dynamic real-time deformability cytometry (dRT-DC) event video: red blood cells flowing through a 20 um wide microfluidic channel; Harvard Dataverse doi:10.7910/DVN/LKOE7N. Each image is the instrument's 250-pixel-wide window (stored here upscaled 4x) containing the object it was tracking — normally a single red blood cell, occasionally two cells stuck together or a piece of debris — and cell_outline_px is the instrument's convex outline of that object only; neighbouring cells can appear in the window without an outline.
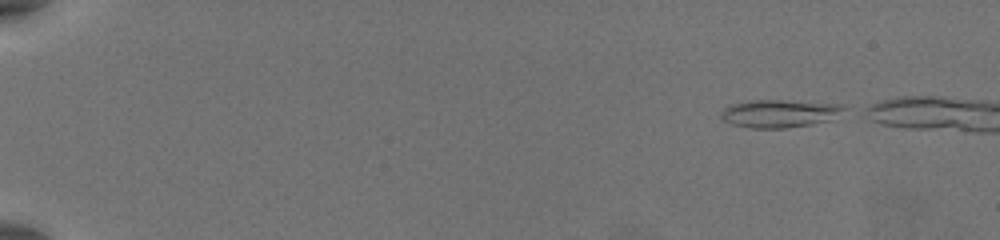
{"species": "common noctule bat (a hibernating species)", "species_latin": "Nyctalus noctula", "temperature_condition": "warm", "stored_images_in_passage": 47, "camera_frame_rate_fps": 3000, "um_per_image_px": 0.085, "animal": {"sex": "female", "body_mass_g": 19.5, "forearm_length_mm": 54.1}, "frame": {"image": 1, "passage_image": 1, "time_ms": 0.0, "image_size_px": [1000, 240], "cell_outline_px": [[844, 108], [832, 120], [784, 128], [752, 128], [732, 124], [724, 120], [720, 116], [720, 112], [728, 104], [748, 100], [780, 100], [844, 104]], "centroid_in_image_um": [66.2, 9.63], "position_along_channel_um": 18.8, "area_um2": 19.88}}
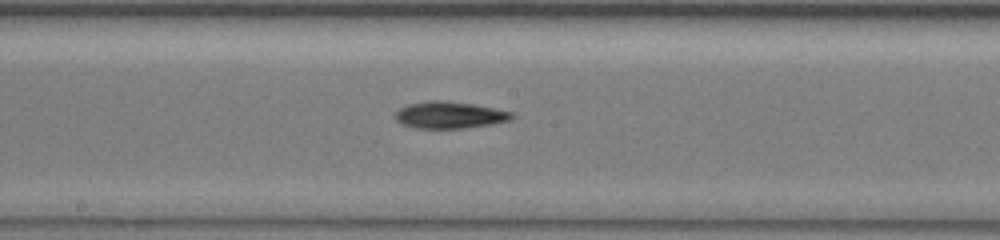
{"frame": {"image": 2, "passage_image": 28, "time_ms": 9.0, "image_size_px": [1000, 240], "cell_outline_px": [[516, 116], [512, 120], [492, 124], [464, 128], [416, 128], [404, 124], [396, 120], [396, 112], [400, 108], [412, 104], [432, 100], [440, 100], [472, 104], [512, 112]], "centroid_in_image_um": [38.27, 9.78], "position_along_channel_um": 209.9, "area_um2": 17.92}}
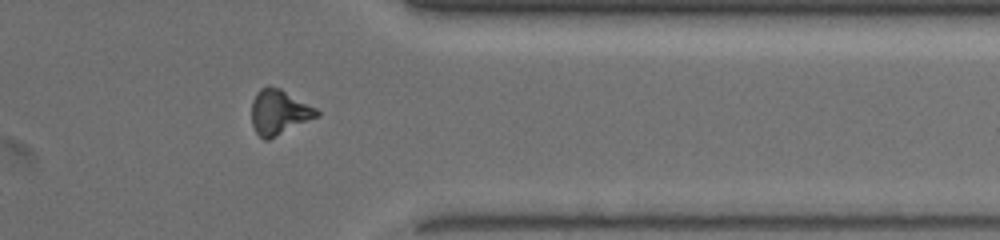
{"frame": {"image": 3, "passage_image": 42, "time_ms": 13.667, "image_size_px": [1000, 240], "cell_outline_px": [[320, 116], [268, 140], [264, 140], [256, 132], [252, 124], [252, 100], [256, 92], [260, 88], [268, 84], [280, 88], [316, 108], [320, 112]], "centroid_in_image_um": [23.72, 9.52], "position_along_channel_um": 387.7, "area_um2": 17.22}}